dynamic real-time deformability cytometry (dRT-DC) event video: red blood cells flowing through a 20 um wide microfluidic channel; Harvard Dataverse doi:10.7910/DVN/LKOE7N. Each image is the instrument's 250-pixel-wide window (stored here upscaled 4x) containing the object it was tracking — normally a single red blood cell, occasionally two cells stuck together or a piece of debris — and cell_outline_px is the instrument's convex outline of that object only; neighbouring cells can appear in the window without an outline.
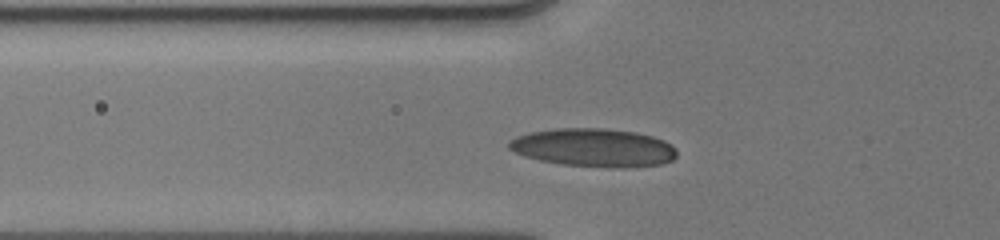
{"species": "human", "species_latin": "Homo sapiens", "temperature_condition": "cold", "stored_images_in_passage": 18, "camera_frame_rate_fps": 3000, "um_per_image_px": 0.085, "donor": {"sex": "male"}, "frame": {"image": 1, "passage_image": 6, "time_ms": 2.667, "image_size_px": [1000, 240], "cell_outline_px": [[676, 156], [672, 160], [660, 164], [624, 168], [616, 168], [564, 164], [540, 160], [524, 156], [508, 148], [508, 140], [516, 136], [532, 132], [556, 128], [604, 128], [636, 132], [652, 136], [664, 140], [672, 144], [676, 148]], "centroid_in_image_um": [50.48, 12.54], "position_along_channel_um": 75.3, "area_um2": 37.45}}
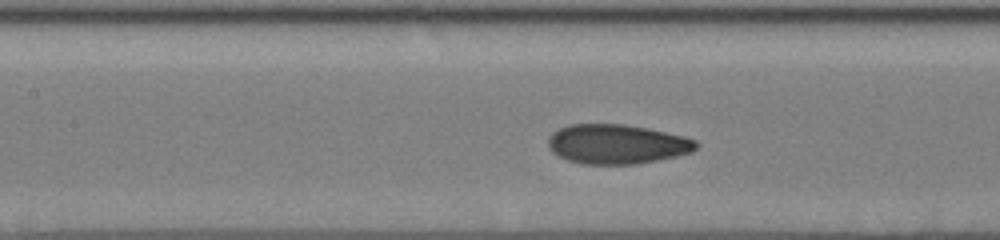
{"frame": {"image": 2, "passage_image": 11, "time_ms": 4.667, "image_size_px": [1000, 240], "cell_outline_px": [[700, 144], [692, 152], [676, 156], [636, 164], [580, 164], [568, 160], [552, 152], [548, 148], [548, 136], [552, 132], [568, 124], [624, 124], [648, 128], [684, 136], [696, 140]], "centroid_in_image_um": [52.42, 12.24], "position_along_channel_um": 155.0, "area_um2": 34.28}}
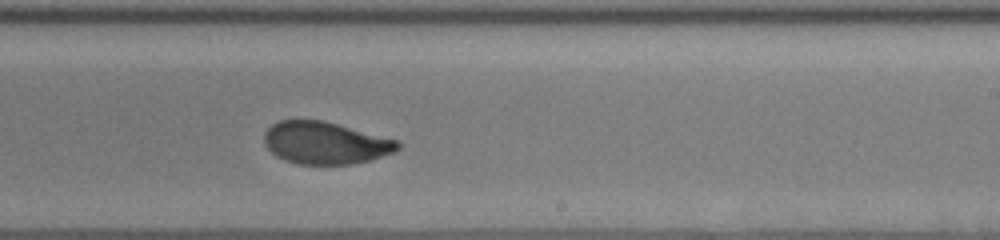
{"frame": {"image": 3, "passage_image": 18, "time_ms": 7.333, "image_size_px": [1000, 240], "cell_outline_px": [[400, 148], [396, 152], [368, 160], [352, 164], [296, 164], [284, 160], [276, 156], [264, 144], [264, 132], [272, 124], [280, 120], [324, 120], [396, 140], [400, 144]], "centroid_in_image_um": [27.62, 12.15], "position_along_channel_um": 261.4, "area_um2": 32.83}}